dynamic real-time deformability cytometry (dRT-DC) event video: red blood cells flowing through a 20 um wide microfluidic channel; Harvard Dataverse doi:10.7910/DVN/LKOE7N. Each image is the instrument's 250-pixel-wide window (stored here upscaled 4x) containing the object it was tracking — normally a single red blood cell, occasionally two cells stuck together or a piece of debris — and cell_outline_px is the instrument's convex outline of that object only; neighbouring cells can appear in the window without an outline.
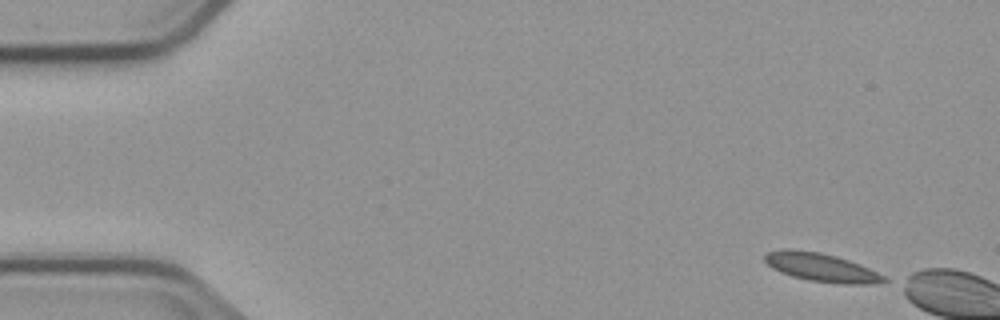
{"species": "common noctule bat (a hibernating species)", "species_latin": "Nyctalus noctula", "temperature_condition": "cold", "stored_images_in_passage": 3, "camera_frame_rate_fps": 3000, "um_per_image_px": 0.085, "animal": {"sex": "male", "body_mass_g": 23.1, "forearm_length_mm": 52.7}, "frame": {"image": 1, "passage_image": 1, "time_ms": 0.0, "image_size_px": [1000, 320], "cell_outline_px": [[888, 280], [872, 284], [844, 284], [808, 280], [792, 276], [780, 272], [772, 268], [764, 260], [764, 256], [768, 252], [820, 252], [836, 256], [860, 264], [884, 276]], "centroid_in_image_um": [69.88, 22.78], "position_along_channel_um": 15.1, "area_um2": 18.84}}